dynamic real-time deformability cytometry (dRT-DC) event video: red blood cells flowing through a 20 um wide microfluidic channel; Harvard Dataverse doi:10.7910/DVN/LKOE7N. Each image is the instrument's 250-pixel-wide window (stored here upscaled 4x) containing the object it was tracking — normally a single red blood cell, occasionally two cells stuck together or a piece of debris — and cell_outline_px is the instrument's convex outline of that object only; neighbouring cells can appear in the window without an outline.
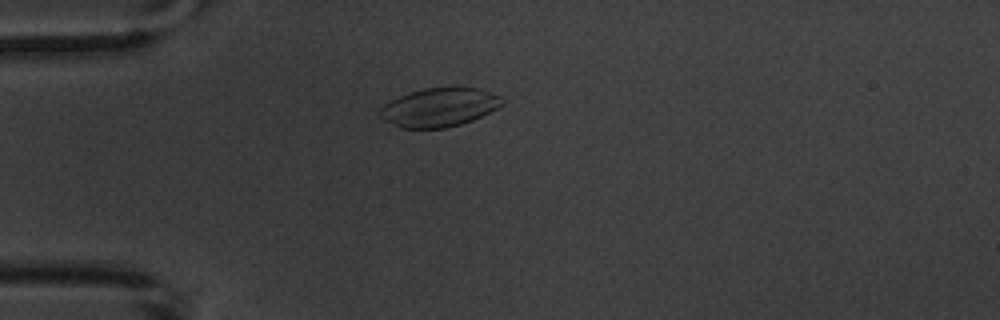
{"species": "common noctule bat (a hibernating species)", "species_latin": "Nyctalus noctula", "temperature_condition": "warm", "stored_images_in_passage": 7, "camera_frame_rate_fps": 3000, "um_per_image_px": 0.085, "animal": {"sex": "male", "body_mass_g": 20.1, "forearm_length_mm": 53.5}, "frame": {"image": 1, "passage_image": 1, "time_ms": 0.0, "image_size_px": [1000, 320], "cell_outline_px": [[504, 104], [472, 120], [460, 124], [444, 128], [400, 128], [376, 116], [376, 112], [384, 104], [408, 92], [424, 88], [452, 84], [480, 88], [500, 96]], "centroid_in_image_um": [37.3, 9.08], "position_along_channel_um": 47.7, "area_um2": 28.26}}
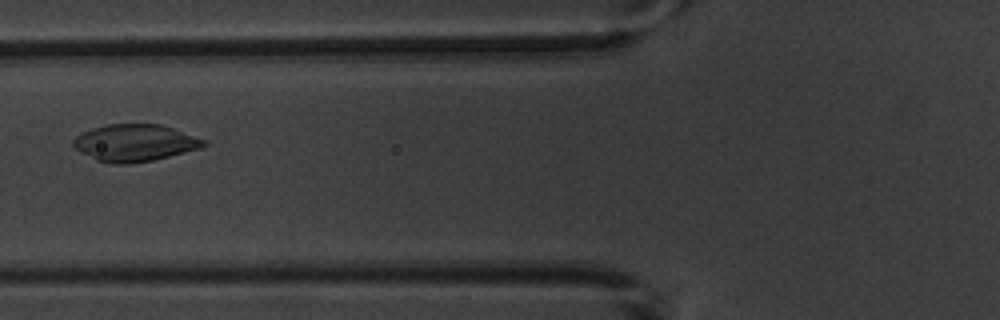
{"frame": {"image": 2, "passage_image": 3, "time_ms": 2.333, "image_size_px": [1000, 320], "cell_outline_px": [[208, 144], [200, 148], [152, 160], [128, 164], [108, 164], [96, 160], [80, 152], [72, 144], [72, 140], [76, 136], [92, 128], [104, 124], [160, 124], [208, 140]], "centroid_in_image_um": [11.44, 12.14], "position_along_channel_um": 114.4, "area_um2": 28.15}}
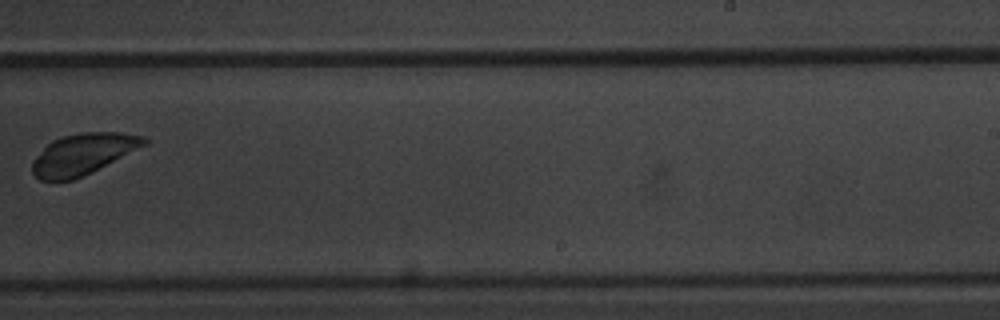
{"frame": {"image": 3, "passage_image": 7, "time_ms": 7.0, "image_size_px": [1000, 320], "cell_outline_px": [[148, 144], [92, 172], [72, 180], [40, 180], [32, 172], [32, 160], [52, 140], [60, 136], [80, 132], [116, 132], [144, 136], [148, 140]], "centroid_in_image_um": [7.06, 13.08], "position_along_channel_um": 281.9, "area_um2": 26.7}}